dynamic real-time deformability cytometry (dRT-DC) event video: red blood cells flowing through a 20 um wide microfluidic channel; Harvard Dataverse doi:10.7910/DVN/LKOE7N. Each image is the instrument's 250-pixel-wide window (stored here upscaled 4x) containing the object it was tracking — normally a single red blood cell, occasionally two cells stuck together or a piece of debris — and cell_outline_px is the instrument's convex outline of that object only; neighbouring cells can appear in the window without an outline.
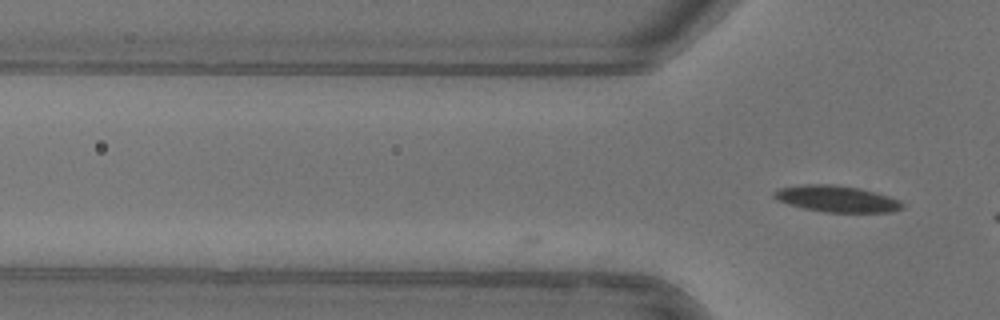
{"species": "common noctule bat (a hibernating species)", "species_latin": "Nyctalus noctula", "temperature_condition": "warm", "stored_images_in_passage": 4, "camera_frame_rate_fps": 3000, "um_per_image_px": 0.085, "animal": {"sex": "female"}, "frame": {"image": 1, "passage_image": 4, "time_ms": 1.0, "image_size_px": [1000, 320], "cell_outline_px": [[904, 208], [892, 212], [824, 212], [804, 208], [788, 204], [776, 200], [772, 196], [772, 192], [780, 188], [804, 184], [832, 184], [860, 188], [876, 192], [888, 196], [904, 204]], "centroid_in_image_um": [71.09, 16.9], "position_along_channel_um": 54.7, "area_um2": 19.77}}